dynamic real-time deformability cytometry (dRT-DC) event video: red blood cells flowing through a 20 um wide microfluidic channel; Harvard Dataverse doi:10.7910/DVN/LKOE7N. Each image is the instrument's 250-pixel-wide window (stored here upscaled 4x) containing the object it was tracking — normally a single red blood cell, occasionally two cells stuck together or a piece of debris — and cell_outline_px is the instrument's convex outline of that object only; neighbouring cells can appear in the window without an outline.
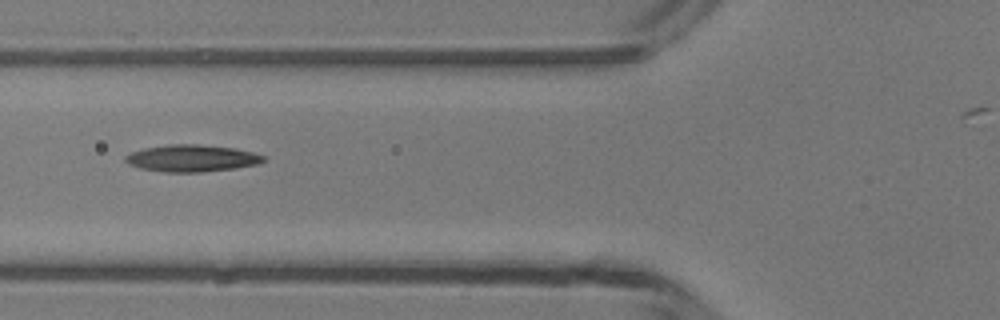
{"species": "common noctule bat (a hibernating species)", "species_latin": "Nyctalus noctula", "temperature_condition": "room temperature", "stored_images_in_passage": 6, "camera_frame_rate_fps": 3000, "um_per_image_px": 0.085, "animal": {"sex": "male", "body_mass_g": 13.3}, "frame": {"image": 1, "passage_image": 4, "time_ms": 3.333, "image_size_px": [1000, 320], "cell_outline_px": [[264, 160], [260, 164], [236, 168], [200, 172], [164, 172], [140, 168], [128, 164], [124, 160], [124, 156], [132, 152], [144, 148], [168, 144], [200, 144], [236, 148], [252, 152], [264, 156]], "centroid_in_image_um": [16.29, 13.45], "position_along_channel_um": 109.5, "area_um2": 21.79}}
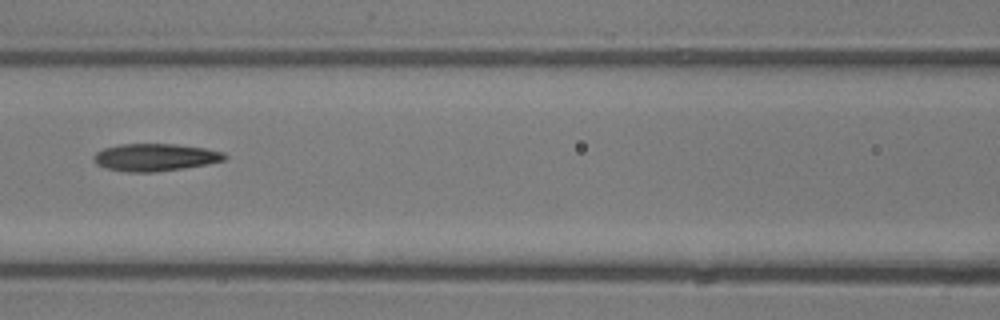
{"frame": {"image": 2, "passage_image": 5, "time_ms": 4.333, "image_size_px": [1000, 320], "cell_outline_px": [[228, 156], [224, 160], [208, 164], [184, 168], [152, 172], [128, 172], [108, 168], [96, 164], [92, 160], [92, 156], [96, 152], [104, 148], [120, 144], [176, 144], [204, 148], [224, 152]], "centroid_in_image_um": [13.18, 13.37], "position_along_channel_um": 153.4, "area_um2": 20.92}}
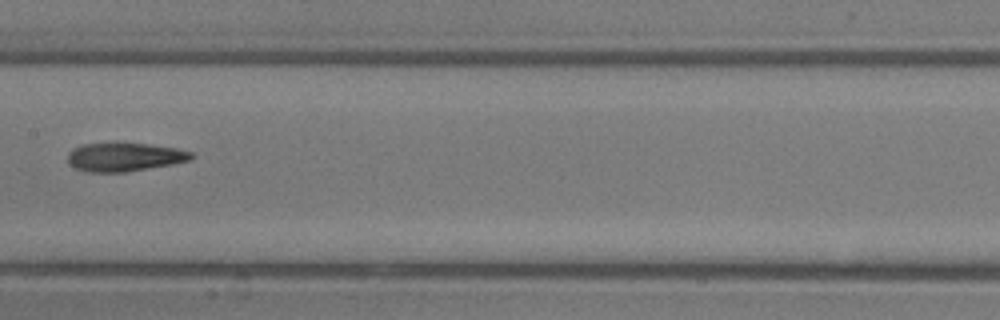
{"frame": {"image": 3, "passage_image": 6, "time_ms": 5.333, "image_size_px": [1000, 320], "cell_outline_px": [[196, 156], [192, 160], [172, 164], [124, 172], [88, 172], [76, 168], [68, 160], [68, 152], [72, 148], [80, 144], [116, 140], [148, 144], [176, 148], [192, 152]], "centroid_in_image_um": [10.57, 13.29], "position_along_channel_um": 196.8, "area_um2": 21.33}}